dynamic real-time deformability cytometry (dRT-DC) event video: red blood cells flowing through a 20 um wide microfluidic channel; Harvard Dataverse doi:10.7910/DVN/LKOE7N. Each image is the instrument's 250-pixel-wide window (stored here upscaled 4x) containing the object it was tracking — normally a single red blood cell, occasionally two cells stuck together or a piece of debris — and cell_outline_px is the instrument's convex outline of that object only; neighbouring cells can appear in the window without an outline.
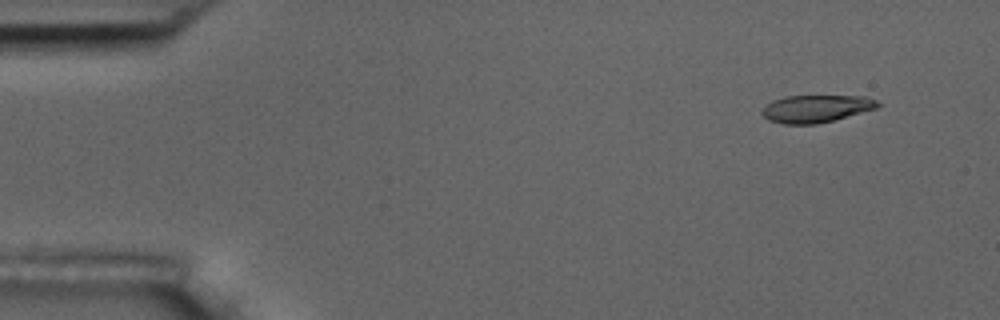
{"species": "common noctule bat (a hibernating species)", "species_latin": "Nyctalus noctula", "temperature_condition": "room temperature", "stored_images_in_passage": 4, "camera_frame_rate_fps": 3000, "um_per_image_px": 0.085, "animal": {"sex": "male", "body_mass_g": 17.5, "forearm_length_mm": 52.3}, "frame": {"image": 1, "passage_image": 1, "time_ms": 0.0, "image_size_px": [1000, 320], "cell_outline_px": [[880, 104], [876, 108], [832, 120], [816, 124], [784, 124], [768, 120], [760, 112], [772, 100], [788, 96], [864, 96], [876, 100]], "centroid_in_image_um": [69.33, 9.23], "position_along_channel_um": 15.7, "area_um2": 18.21}}
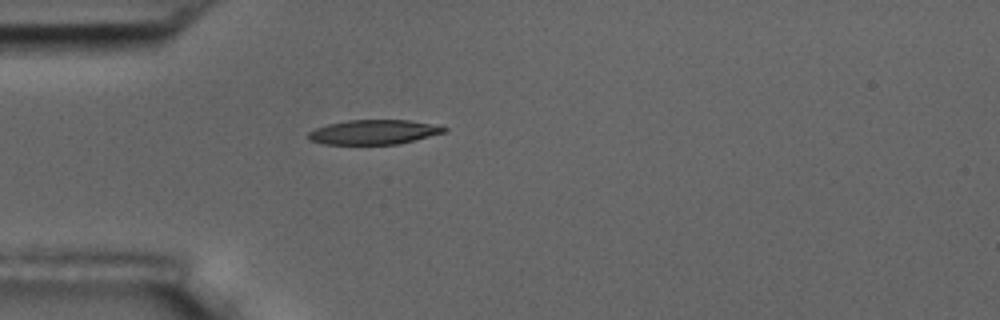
{"frame": {"image": 2, "passage_image": 4, "time_ms": 3.667, "image_size_px": [1000, 320], "cell_outline_px": [[448, 128], [444, 132], [400, 144], [324, 144], [312, 140], [308, 136], [308, 132], [316, 128], [328, 124], [348, 120], [408, 120]], "centroid_in_image_um": [31.74, 11.23], "position_along_channel_um": 53.3, "area_um2": 19.07}}